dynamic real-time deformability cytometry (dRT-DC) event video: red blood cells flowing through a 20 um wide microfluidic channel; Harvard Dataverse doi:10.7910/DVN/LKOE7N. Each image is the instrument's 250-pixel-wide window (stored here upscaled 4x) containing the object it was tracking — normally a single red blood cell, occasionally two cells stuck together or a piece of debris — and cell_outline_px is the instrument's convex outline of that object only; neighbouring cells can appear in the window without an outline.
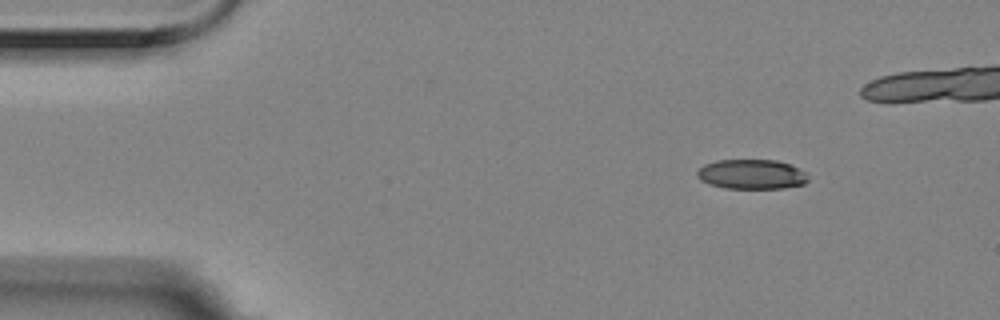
{"species": "Egyptian fruit bat (a non-hibernating species)", "species_latin": "Rousettus aegyptiacus", "temperature_condition": "room temperature", "stored_images_in_passage": 16, "camera_frame_rate_fps": 3000, "um_per_image_px": 0.085, "animal": {"sex": "female"}, "frame": {"image": 1, "passage_image": 1, "time_ms": 0.0, "image_size_px": [1000, 320], "cell_outline_px": [[808, 180], [804, 184], [784, 188], [724, 188], [708, 184], [700, 180], [696, 176], [696, 172], [704, 164], [716, 160], [776, 160], [788, 164], [804, 172]], "centroid_in_image_um": [63.82, 14.82], "position_along_channel_um": 21.2, "area_um2": 19.13}}
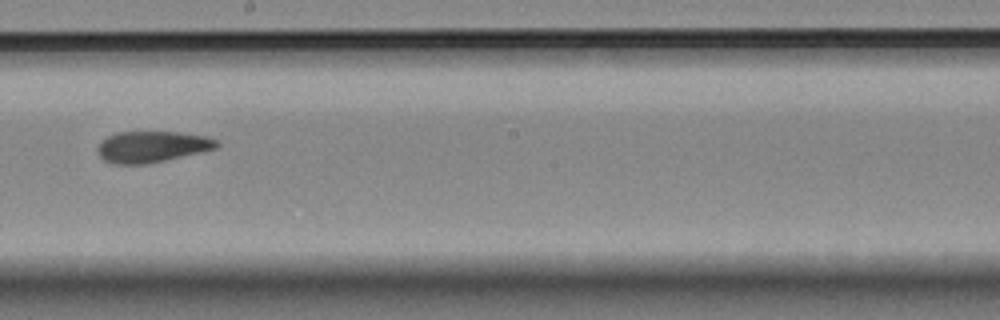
{"frame": {"image": 2, "passage_image": 10, "time_ms": 3.0, "image_size_px": [1000, 320], "cell_outline_px": [[220, 144], [216, 148], [148, 164], [112, 164], [104, 160], [96, 152], [96, 148], [100, 140], [116, 132], [176, 132], [208, 136], [216, 140]], "centroid_in_image_um": [12.86, 12.47], "position_along_channel_um": 235.3, "area_um2": 21.73}}
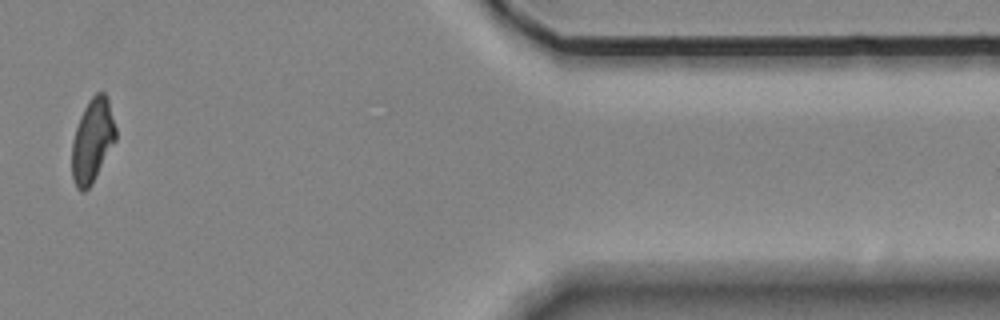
{"frame": {"image": 3, "passage_image": 15, "time_ms": 4.667, "image_size_px": [1000, 320], "cell_outline_px": [[116, 140], [92, 184], [84, 192], [80, 192], [76, 188], [72, 180], [72, 140], [80, 116], [88, 100], [96, 92], [104, 92], [108, 100], [116, 128]], "centroid_in_image_um": [7.84, 11.97], "position_along_channel_um": 403.6, "area_um2": 21.44}}